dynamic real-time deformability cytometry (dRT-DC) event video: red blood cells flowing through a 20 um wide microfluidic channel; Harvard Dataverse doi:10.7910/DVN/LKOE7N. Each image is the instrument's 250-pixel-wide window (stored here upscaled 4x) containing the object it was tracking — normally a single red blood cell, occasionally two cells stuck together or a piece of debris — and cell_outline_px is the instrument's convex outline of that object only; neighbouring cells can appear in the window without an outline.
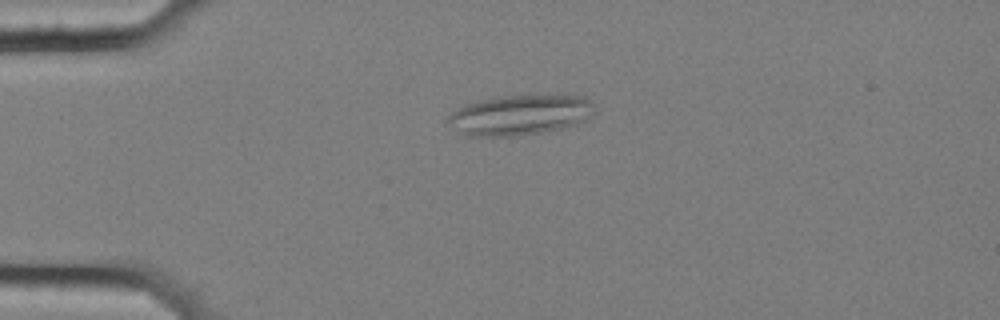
{"species": "common noctule bat (a hibernating species)", "species_latin": "Nyctalus noctula", "temperature_condition": "cold", "stored_images_in_passage": 57, "segment_of_instrument_passage": [1, 2], "camera_frame_rate_fps": 3000, "um_per_image_px": 0.085, "animal": {"sex": "female", "body_mass_g": 25.1}, "frame": {"image": 1, "passage_image": 14, "time_ms": 4.333, "image_size_px": [1000, 320], "cell_outline_px": [[592, 112], [584, 120], [576, 124], [564, 128], [516, 136], [464, 136], [448, 124], [448, 116], [452, 112], [464, 104], [496, 96], [556, 92], [564, 92], [584, 96], [592, 104]], "centroid_in_image_um": [44.2, 9.72], "position_along_channel_um": 40.8, "area_um2": 35.37}}